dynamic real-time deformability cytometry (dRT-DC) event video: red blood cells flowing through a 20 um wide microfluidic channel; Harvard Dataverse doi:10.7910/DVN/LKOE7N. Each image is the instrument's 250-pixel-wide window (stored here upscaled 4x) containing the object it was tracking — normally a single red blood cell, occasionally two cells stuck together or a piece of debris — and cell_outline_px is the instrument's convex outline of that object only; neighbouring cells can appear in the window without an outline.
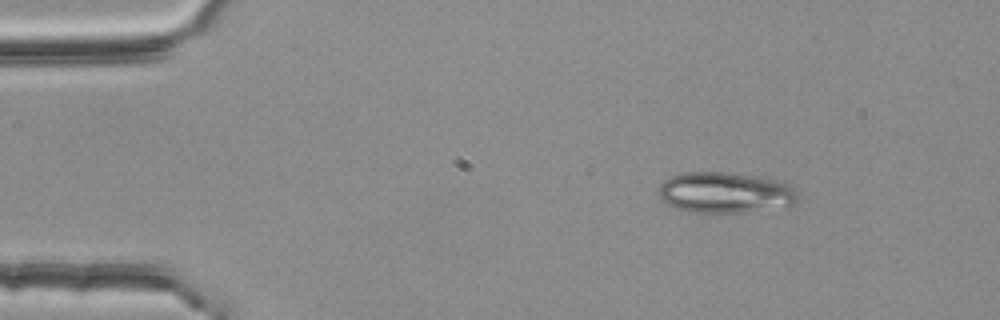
{"species": "common noctule bat (a hibernating species)", "species_latin": "Nyctalus noctula", "temperature_condition": "room temperature", "stored_images_in_passage": 3, "segment_of_instrument_passage": [1, 2], "camera_frame_rate_fps": 3000, "um_per_image_px": 0.085, "animal": {"sex": "female", "body_mass_g": 25.1}, "frame": {"image": 1, "passage_image": 1, "time_ms": 0.0, "image_size_px": [1000, 320], "cell_outline_px": [[800, 200], [792, 204], [740, 212], [688, 212], [676, 208], [668, 204], [656, 192], [660, 184], [664, 180], [672, 176], [684, 172], [724, 172], [756, 176], [784, 180], [792, 184], [800, 196]], "centroid_in_image_um": [61.66, 16.34], "position_along_channel_um": 23.3, "area_um2": 33.23}}